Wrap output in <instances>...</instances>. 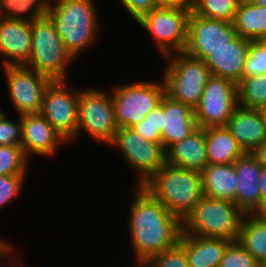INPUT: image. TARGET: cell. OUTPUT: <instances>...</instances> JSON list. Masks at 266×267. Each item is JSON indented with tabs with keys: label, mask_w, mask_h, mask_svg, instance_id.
Segmentation results:
<instances>
[{
	"label": "cell",
	"mask_w": 266,
	"mask_h": 267,
	"mask_svg": "<svg viewBox=\"0 0 266 267\" xmlns=\"http://www.w3.org/2000/svg\"><path fill=\"white\" fill-rule=\"evenodd\" d=\"M198 128L194 110L172 100L165 94L163 97V130L161 144L167 151L172 145L182 141Z\"/></svg>",
	"instance_id": "cell-20"
},
{
	"label": "cell",
	"mask_w": 266,
	"mask_h": 267,
	"mask_svg": "<svg viewBox=\"0 0 266 267\" xmlns=\"http://www.w3.org/2000/svg\"><path fill=\"white\" fill-rule=\"evenodd\" d=\"M148 264L150 267H189L186 250L179 243L154 256Z\"/></svg>",
	"instance_id": "cell-34"
},
{
	"label": "cell",
	"mask_w": 266,
	"mask_h": 267,
	"mask_svg": "<svg viewBox=\"0 0 266 267\" xmlns=\"http://www.w3.org/2000/svg\"><path fill=\"white\" fill-rule=\"evenodd\" d=\"M218 267H262V265L238 242L226 249Z\"/></svg>",
	"instance_id": "cell-32"
},
{
	"label": "cell",
	"mask_w": 266,
	"mask_h": 267,
	"mask_svg": "<svg viewBox=\"0 0 266 267\" xmlns=\"http://www.w3.org/2000/svg\"><path fill=\"white\" fill-rule=\"evenodd\" d=\"M234 27L238 36L250 41L266 37V7L250 0H241L236 11Z\"/></svg>",
	"instance_id": "cell-25"
},
{
	"label": "cell",
	"mask_w": 266,
	"mask_h": 267,
	"mask_svg": "<svg viewBox=\"0 0 266 267\" xmlns=\"http://www.w3.org/2000/svg\"><path fill=\"white\" fill-rule=\"evenodd\" d=\"M237 106V84L212 75L204 87L198 106L194 109L198 127L226 126Z\"/></svg>",
	"instance_id": "cell-11"
},
{
	"label": "cell",
	"mask_w": 266,
	"mask_h": 267,
	"mask_svg": "<svg viewBox=\"0 0 266 267\" xmlns=\"http://www.w3.org/2000/svg\"><path fill=\"white\" fill-rule=\"evenodd\" d=\"M190 14L191 7H156L136 22L151 34L158 51L166 57L174 51H185Z\"/></svg>",
	"instance_id": "cell-7"
},
{
	"label": "cell",
	"mask_w": 266,
	"mask_h": 267,
	"mask_svg": "<svg viewBox=\"0 0 266 267\" xmlns=\"http://www.w3.org/2000/svg\"><path fill=\"white\" fill-rule=\"evenodd\" d=\"M131 129L144 137L145 140L161 144V133L153 127L149 119L145 118L140 123L132 126Z\"/></svg>",
	"instance_id": "cell-37"
},
{
	"label": "cell",
	"mask_w": 266,
	"mask_h": 267,
	"mask_svg": "<svg viewBox=\"0 0 266 267\" xmlns=\"http://www.w3.org/2000/svg\"><path fill=\"white\" fill-rule=\"evenodd\" d=\"M166 153L167 164L201 173L208 165L205 128L198 127Z\"/></svg>",
	"instance_id": "cell-21"
},
{
	"label": "cell",
	"mask_w": 266,
	"mask_h": 267,
	"mask_svg": "<svg viewBox=\"0 0 266 267\" xmlns=\"http://www.w3.org/2000/svg\"><path fill=\"white\" fill-rule=\"evenodd\" d=\"M143 187L181 220L203 196L200 172L167 163Z\"/></svg>",
	"instance_id": "cell-3"
},
{
	"label": "cell",
	"mask_w": 266,
	"mask_h": 267,
	"mask_svg": "<svg viewBox=\"0 0 266 267\" xmlns=\"http://www.w3.org/2000/svg\"><path fill=\"white\" fill-rule=\"evenodd\" d=\"M236 36L232 22L191 13L188 22V43L184 52L190 57L204 61L214 50L227 46Z\"/></svg>",
	"instance_id": "cell-14"
},
{
	"label": "cell",
	"mask_w": 266,
	"mask_h": 267,
	"mask_svg": "<svg viewBox=\"0 0 266 267\" xmlns=\"http://www.w3.org/2000/svg\"><path fill=\"white\" fill-rule=\"evenodd\" d=\"M165 94L163 80L162 83L144 81L115 87L111 96L118 128H131L140 123L160 105Z\"/></svg>",
	"instance_id": "cell-8"
},
{
	"label": "cell",
	"mask_w": 266,
	"mask_h": 267,
	"mask_svg": "<svg viewBox=\"0 0 266 267\" xmlns=\"http://www.w3.org/2000/svg\"><path fill=\"white\" fill-rule=\"evenodd\" d=\"M8 244V242L5 240L0 239V251Z\"/></svg>",
	"instance_id": "cell-45"
},
{
	"label": "cell",
	"mask_w": 266,
	"mask_h": 267,
	"mask_svg": "<svg viewBox=\"0 0 266 267\" xmlns=\"http://www.w3.org/2000/svg\"><path fill=\"white\" fill-rule=\"evenodd\" d=\"M12 247H11V244L8 243L1 251H0V261L2 260V257L4 259L5 258H11L14 263L13 264H10V267H22L23 263H21L20 261L17 262L16 260H14L13 256H12ZM12 256V257H11ZM1 263V262H0ZM2 264H0L1 266ZM18 265V266H17Z\"/></svg>",
	"instance_id": "cell-41"
},
{
	"label": "cell",
	"mask_w": 266,
	"mask_h": 267,
	"mask_svg": "<svg viewBox=\"0 0 266 267\" xmlns=\"http://www.w3.org/2000/svg\"><path fill=\"white\" fill-rule=\"evenodd\" d=\"M262 267H266V261L262 264Z\"/></svg>",
	"instance_id": "cell-47"
},
{
	"label": "cell",
	"mask_w": 266,
	"mask_h": 267,
	"mask_svg": "<svg viewBox=\"0 0 266 267\" xmlns=\"http://www.w3.org/2000/svg\"><path fill=\"white\" fill-rule=\"evenodd\" d=\"M54 1L47 6L46 15L54 23L66 50L76 58L97 40L99 15L95 1Z\"/></svg>",
	"instance_id": "cell-2"
},
{
	"label": "cell",
	"mask_w": 266,
	"mask_h": 267,
	"mask_svg": "<svg viewBox=\"0 0 266 267\" xmlns=\"http://www.w3.org/2000/svg\"><path fill=\"white\" fill-rule=\"evenodd\" d=\"M26 176V174L0 176V208L12 202L21 193Z\"/></svg>",
	"instance_id": "cell-35"
},
{
	"label": "cell",
	"mask_w": 266,
	"mask_h": 267,
	"mask_svg": "<svg viewBox=\"0 0 266 267\" xmlns=\"http://www.w3.org/2000/svg\"><path fill=\"white\" fill-rule=\"evenodd\" d=\"M136 190L128 219L130 239L136 262H149L179 243L182 220L144 187L137 186Z\"/></svg>",
	"instance_id": "cell-1"
},
{
	"label": "cell",
	"mask_w": 266,
	"mask_h": 267,
	"mask_svg": "<svg viewBox=\"0 0 266 267\" xmlns=\"http://www.w3.org/2000/svg\"><path fill=\"white\" fill-rule=\"evenodd\" d=\"M132 267H150L148 262H137V264L133 265Z\"/></svg>",
	"instance_id": "cell-44"
},
{
	"label": "cell",
	"mask_w": 266,
	"mask_h": 267,
	"mask_svg": "<svg viewBox=\"0 0 266 267\" xmlns=\"http://www.w3.org/2000/svg\"><path fill=\"white\" fill-rule=\"evenodd\" d=\"M156 7H191V0H153Z\"/></svg>",
	"instance_id": "cell-39"
},
{
	"label": "cell",
	"mask_w": 266,
	"mask_h": 267,
	"mask_svg": "<svg viewBox=\"0 0 266 267\" xmlns=\"http://www.w3.org/2000/svg\"><path fill=\"white\" fill-rule=\"evenodd\" d=\"M252 153L258 159L261 166L266 168V141Z\"/></svg>",
	"instance_id": "cell-42"
},
{
	"label": "cell",
	"mask_w": 266,
	"mask_h": 267,
	"mask_svg": "<svg viewBox=\"0 0 266 267\" xmlns=\"http://www.w3.org/2000/svg\"><path fill=\"white\" fill-rule=\"evenodd\" d=\"M28 163L21 146H0V176L26 174Z\"/></svg>",
	"instance_id": "cell-30"
},
{
	"label": "cell",
	"mask_w": 266,
	"mask_h": 267,
	"mask_svg": "<svg viewBox=\"0 0 266 267\" xmlns=\"http://www.w3.org/2000/svg\"><path fill=\"white\" fill-rule=\"evenodd\" d=\"M233 241L193 236L182 232L179 244L186 250L189 267H218Z\"/></svg>",
	"instance_id": "cell-22"
},
{
	"label": "cell",
	"mask_w": 266,
	"mask_h": 267,
	"mask_svg": "<svg viewBox=\"0 0 266 267\" xmlns=\"http://www.w3.org/2000/svg\"><path fill=\"white\" fill-rule=\"evenodd\" d=\"M166 57L170 58L162 77L166 95L194 110L200 102L206 83L212 76L210 69L203 60L190 57L185 52Z\"/></svg>",
	"instance_id": "cell-6"
},
{
	"label": "cell",
	"mask_w": 266,
	"mask_h": 267,
	"mask_svg": "<svg viewBox=\"0 0 266 267\" xmlns=\"http://www.w3.org/2000/svg\"><path fill=\"white\" fill-rule=\"evenodd\" d=\"M67 87L66 81H51L43 94L41 114L66 140L76 137L79 90Z\"/></svg>",
	"instance_id": "cell-12"
},
{
	"label": "cell",
	"mask_w": 266,
	"mask_h": 267,
	"mask_svg": "<svg viewBox=\"0 0 266 267\" xmlns=\"http://www.w3.org/2000/svg\"><path fill=\"white\" fill-rule=\"evenodd\" d=\"M110 145L116 146L124 161L138 172L136 187H143L167 163V153L162 144L145 140L131 128H118Z\"/></svg>",
	"instance_id": "cell-10"
},
{
	"label": "cell",
	"mask_w": 266,
	"mask_h": 267,
	"mask_svg": "<svg viewBox=\"0 0 266 267\" xmlns=\"http://www.w3.org/2000/svg\"><path fill=\"white\" fill-rule=\"evenodd\" d=\"M238 106L262 110L266 107V73L242 79L237 84Z\"/></svg>",
	"instance_id": "cell-28"
},
{
	"label": "cell",
	"mask_w": 266,
	"mask_h": 267,
	"mask_svg": "<svg viewBox=\"0 0 266 267\" xmlns=\"http://www.w3.org/2000/svg\"><path fill=\"white\" fill-rule=\"evenodd\" d=\"M266 73V41L258 39L251 42L244 63L242 79Z\"/></svg>",
	"instance_id": "cell-31"
},
{
	"label": "cell",
	"mask_w": 266,
	"mask_h": 267,
	"mask_svg": "<svg viewBox=\"0 0 266 267\" xmlns=\"http://www.w3.org/2000/svg\"><path fill=\"white\" fill-rule=\"evenodd\" d=\"M262 214L266 217V209H265V211Z\"/></svg>",
	"instance_id": "cell-48"
},
{
	"label": "cell",
	"mask_w": 266,
	"mask_h": 267,
	"mask_svg": "<svg viewBox=\"0 0 266 267\" xmlns=\"http://www.w3.org/2000/svg\"><path fill=\"white\" fill-rule=\"evenodd\" d=\"M245 213L231 201L202 196L182 220V232L238 241Z\"/></svg>",
	"instance_id": "cell-4"
},
{
	"label": "cell",
	"mask_w": 266,
	"mask_h": 267,
	"mask_svg": "<svg viewBox=\"0 0 266 267\" xmlns=\"http://www.w3.org/2000/svg\"><path fill=\"white\" fill-rule=\"evenodd\" d=\"M251 2H253L256 5H260L263 7H266V0H250Z\"/></svg>",
	"instance_id": "cell-43"
},
{
	"label": "cell",
	"mask_w": 266,
	"mask_h": 267,
	"mask_svg": "<svg viewBox=\"0 0 266 267\" xmlns=\"http://www.w3.org/2000/svg\"><path fill=\"white\" fill-rule=\"evenodd\" d=\"M262 112H263V115H264V118H265V121H266V107L264 109H262Z\"/></svg>",
	"instance_id": "cell-46"
},
{
	"label": "cell",
	"mask_w": 266,
	"mask_h": 267,
	"mask_svg": "<svg viewBox=\"0 0 266 267\" xmlns=\"http://www.w3.org/2000/svg\"><path fill=\"white\" fill-rule=\"evenodd\" d=\"M150 123L153 125L155 129H158L160 133L163 130V98L161 100L160 105H158L155 109L150 111L147 116Z\"/></svg>",
	"instance_id": "cell-38"
},
{
	"label": "cell",
	"mask_w": 266,
	"mask_h": 267,
	"mask_svg": "<svg viewBox=\"0 0 266 267\" xmlns=\"http://www.w3.org/2000/svg\"><path fill=\"white\" fill-rule=\"evenodd\" d=\"M3 68L7 78L10 100L18 115L40 113L43 94L51 80L24 65Z\"/></svg>",
	"instance_id": "cell-13"
},
{
	"label": "cell",
	"mask_w": 266,
	"mask_h": 267,
	"mask_svg": "<svg viewBox=\"0 0 266 267\" xmlns=\"http://www.w3.org/2000/svg\"><path fill=\"white\" fill-rule=\"evenodd\" d=\"M31 22L0 17V54L5 66L25 65L31 56Z\"/></svg>",
	"instance_id": "cell-17"
},
{
	"label": "cell",
	"mask_w": 266,
	"mask_h": 267,
	"mask_svg": "<svg viewBox=\"0 0 266 267\" xmlns=\"http://www.w3.org/2000/svg\"><path fill=\"white\" fill-rule=\"evenodd\" d=\"M118 129L111 94L93 88L79 91L78 128L94 140L110 145Z\"/></svg>",
	"instance_id": "cell-9"
},
{
	"label": "cell",
	"mask_w": 266,
	"mask_h": 267,
	"mask_svg": "<svg viewBox=\"0 0 266 267\" xmlns=\"http://www.w3.org/2000/svg\"><path fill=\"white\" fill-rule=\"evenodd\" d=\"M21 147L28 159L34 155L53 156L60 143L66 140L41 114L21 115Z\"/></svg>",
	"instance_id": "cell-15"
},
{
	"label": "cell",
	"mask_w": 266,
	"mask_h": 267,
	"mask_svg": "<svg viewBox=\"0 0 266 267\" xmlns=\"http://www.w3.org/2000/svg\"><path fill=\"white\" fill-rule=\"evenodd\" d=\"M50 3V0H0V17L33 22L46 16ZM26 13L29 17H26Z\"/></svg>",
	"instance_id": "cell-27"
},
{
	"label": "cell",
	"mask_w": 266,
	"mask_h": 267,
	"mask_svg": "<svg viewBox=\"0 0 266 267\" xmlns=\"http://www.w3.org/2000/svg\"><path fill=\"white\" fill-rule=\"evenodd\" d=\"M120 3L135 21L156 8L153 0H120Z\"/></svg>",
	"instance_id": "cell-36"
},
{
	"label": "cell",
	"mask_w": 266,
	"mask_h": 267,
	"mask_svg": "<svg viewBox=\"0 0 266 267\" xmlns=\"http://www.w3.org/2000/svg\"><path fill=\"white\" fill-rule=\"evenodd\" d=\"M208 164L234 163L246 152L226 126L205 128Z\"/></svg>",
	"instance_id": "cell-24"
},
{
	"label": "cell",
	"mask_w": 266,
	"mask_h": 267,
	"mask_svg": "<svg viewBox=\"0 0 266 267\" xmlns=\"http://www.w3.org/2000/svg\"><path fill=\"white\" fill-rule=\"evenodd\" d=\"M226 127L245 152H253L266 141L262 110L237 106Z\"/></svg>",
	"instance_id": "cell-19"
},
{
	"label": "cell",
	"mask_w": 266,
	"mask_h": 267,
	"mask_svg": "<svg viewBox=\"0 0 266 267\" xmlns=\"http://www.w3.org/2000/svg\"><path fill=\"white\" fill-rule=\"evenodd\" d=\"M203 195L234 202L238 177L233 163L207 165L201 172Z\"/></svg>",
	"instance_id": "cell-23"
},
{
	"label": "cell",
	"mask_w": 266,
	"mask_h": 267,
	"mask_svg": "<svg viewBox=\"0 0 266 267\" xmlns=\"http://www.w3.org/2000/svg\"><path fill=\"white\" fill-rule=\"evenodd\" d=\"M241 0H191V13L205 18L234 22Z\"/></svg>",
	"instance_id": "cell-29"
},
{
	"label": "cell",
	"mask_w": 266,
	"mask_h": 267,
	"mask_svg": "<svg viewBox=\"0 0 266 267\" xmlns=\"http://www.w3.org/2000/svg\"><path fill=\"white\" fill-rule=\"evenodd\" d=\"M19 121L7 118L6 113L0 109V146H21L22 124Z\"/></svg>",
	"instance_id": "cell-33"
},
{
	"label": "cell",
	"mask_w": 266,
	"mask_h": 267,
	"mask_svg": "<svg viewBox=\"0 0 266 267\" xmlns=\"http://www.w3.org/2000/svg\"><path fill=\"white\" fill-rule=\"evenodd\" d=\"M31 31V56L24 66L51 81H66V68L74 58L66 50L54 23L46 15L31 22Z\"/></svg>",
	"instance_id": "cell-5"
},
{
	"label": "cell",
	"mask_w": 266,
	"mask_h": 267,
	"mask_svg": "<svg viewBox=\"0 0 266 267\" xmlns=\"http://www.w3.org/2000/svg\"><path fill=\"white\" fill-rule=\"evenodd\" d=\"M258 184H259L261 197H262V213H263L266 209V168L265 167H262Z\"/></svg>",
	"instance_id": "cell-40"
},
{
	"label": "cell",
	"mask_w": 266,
	"mask_h": 267,
	"mask_svg": "<svg viewBox=\"0 0 266 267\" xmlns=\"http://www.w3.org/2000/svg\"><path fill=\"white\" fill-rule=\"evenodd\" d=\"M238 242L262 265L266 261V217L246 214Z\"/></svg>",
	"instance_id": "cell-26"
},
{
	"label": "cell",
	"mask_w": 266,
	"mask_h": 267,
	"mask_svg": "<svg viewBox=\"0 0 266 267\" xmlns=\"http://www.w3.org/2000/svg\"><path fill=\"white\" fill-rule=\"evenodd\" d=\"M233 165L238 177L234 203L245 214H262V197L258 184L261 164L252 152H246Z\"/></svg>",
	"instance_id": "cell-16"
},
{
	"label": "cell",
	"mask_w": 266,
	"mask_h": 267,
	"mask_svg": "<svg viewBox=\"0 0 266 267\" xmlns=\"http://www.w3.org/2000/svg\"><path fill=\"white\" fill-rule=\"evenodd\" d=\"M250 40L236 36L227 46L214 50L205 60L211 75L238 84L242 80L244 63L251 45Z\"/></svg>",
	"instance_id": "cell-18"
}]
</instances>
